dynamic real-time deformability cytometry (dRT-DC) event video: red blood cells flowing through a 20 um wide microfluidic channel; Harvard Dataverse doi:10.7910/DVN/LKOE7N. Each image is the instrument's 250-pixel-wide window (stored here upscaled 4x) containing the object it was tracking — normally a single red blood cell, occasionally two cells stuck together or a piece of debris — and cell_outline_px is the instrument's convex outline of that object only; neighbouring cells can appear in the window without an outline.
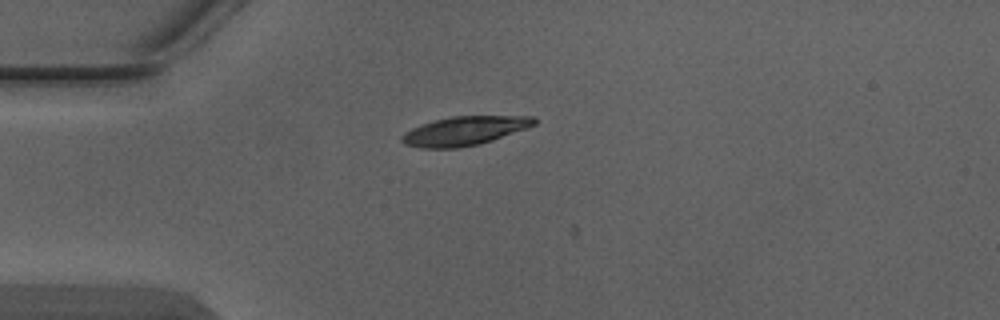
{"species": "Egyptian fruit bat (a non-hibernating species)", "species_latin": "Rousettus aegyptiacus", "temperature_condition": "warm", "stored_images_in_passage": 2, "camera_frame_rate_fps": 3000, "um_per_image_px": 0.085, "animal": {"sex": "male"}, "frame": {"image": 1, "passage_image": 2, "time_ms": 0.333, "image_size_px": [1000, 320], "cell_outline_px": [[540, 120], [536, 124], [492, 140], [480, 144], [456, 148], [420, 148], [404, 144], [400, 140], [400, 136], [404, 132], [412, 128], [436, 120], [452, 116], [536, 116]], "centroid_in_image_um": [39.48, 11.12], "position_along_channel_um": 45.5, "area_um2": 22.25}}